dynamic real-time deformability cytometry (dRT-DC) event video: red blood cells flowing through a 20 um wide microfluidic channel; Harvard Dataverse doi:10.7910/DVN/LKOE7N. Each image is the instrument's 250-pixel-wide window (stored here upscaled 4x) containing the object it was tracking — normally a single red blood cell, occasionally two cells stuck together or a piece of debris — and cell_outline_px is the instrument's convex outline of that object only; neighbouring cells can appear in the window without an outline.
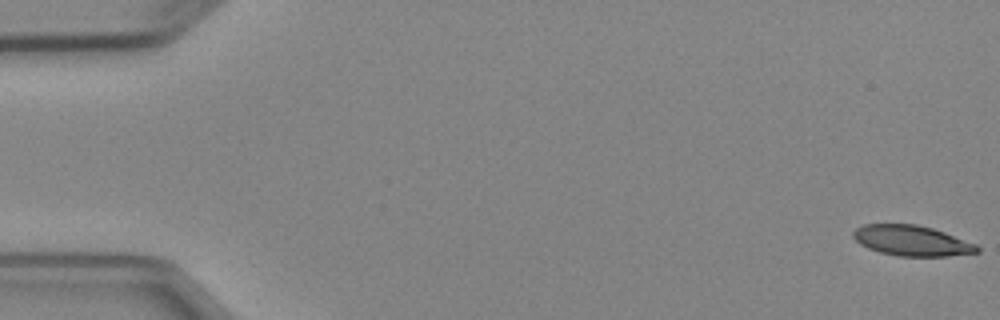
{"species": "Egyptian fruit bat (a non-hibernating species)", "species_latin": "Rousettus aegyptiacus", "temperature_condition": "cold", "stored_images_in_passage": 5, "camera_frame_rate_fps": 3000, "um_per_image_px": 0.085, "animal": {"sex": "female"}, "frame": {"image": 1, "passage_image": 1, "time_ms": 0.0, "image_size_px": [1000, 320], "cell_outline_px": [[980, 252], [948, 256], [900, 256], [880, 252], [868, 248], [860, 244], [852, 236], [852, 232], [856, 228], [864, 224], [916, 224], [932, 228], [944, 232], [976, 244], [980, 248]], "centroid_in_image_um": [77.49, 20.45], "position_along_channel_um": 7.5, "area_um2": 21.91}}
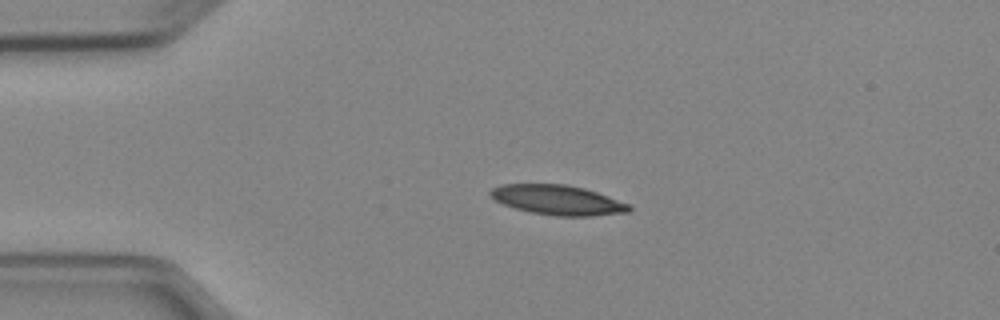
{"frame": {"image": 2, "passage_image": 4, "time_ms": 3.667, "image_size_px": [1000, 320], "cell_outline_px": [[632, 208], [628, 212], [592, 216], [556, 216], [532, 212], [516, 208], [504, 204], [496, 200], [488, 192], [492, 188], [500, 184], [568, 184], [584, 188], [596, 192], [628, 204]], "centroid_in_image_um": [47.39, 16.99], "position_along_channel_um": 37.6, "area_um2": 23.81}}